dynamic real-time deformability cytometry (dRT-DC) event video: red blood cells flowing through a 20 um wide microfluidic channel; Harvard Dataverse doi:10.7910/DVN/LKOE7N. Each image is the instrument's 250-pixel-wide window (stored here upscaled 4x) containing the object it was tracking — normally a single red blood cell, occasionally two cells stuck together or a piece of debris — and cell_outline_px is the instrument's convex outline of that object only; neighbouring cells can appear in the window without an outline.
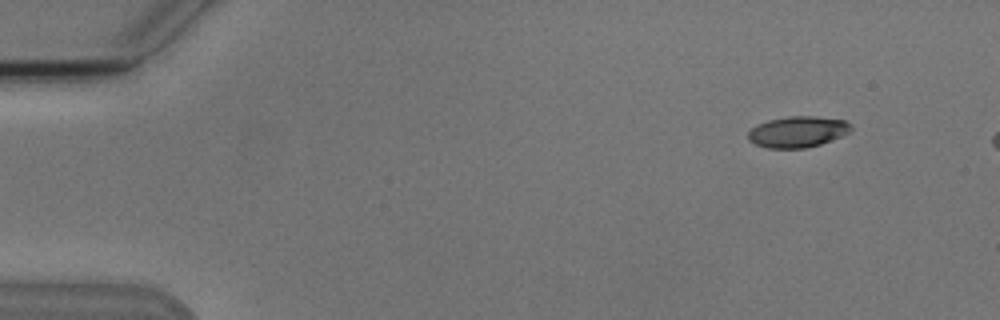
{"species": "Egyptian fruit bat (a non-hibernating species)", "species_latin": "Rousettus aegyptiacus", "temperature_condition": "cold", "stored_images_in_passage": 4, "camera_frame_rate_fps": 3000, "um_per_image_px": 0.085, "animal": {"sex": "male"}, "frame": {"image": 1, "passage_image": 1, "time_ms": 0.0, "image_size_px": [1000, 320], "cell_outline_px": [[852, 128], [848, 132], [840, 136], [820, 144], [804, 148], [768, 148], [756, 144], [748, 140], [748, 132], [756, 124], [768, 120], [788, 116], [812, 116], [844, 120], [852, 124]], "centroid_in_image_um": [67.77, 11.19], "position_along_channel_um": 17.2, "area_um2": 18.5}}